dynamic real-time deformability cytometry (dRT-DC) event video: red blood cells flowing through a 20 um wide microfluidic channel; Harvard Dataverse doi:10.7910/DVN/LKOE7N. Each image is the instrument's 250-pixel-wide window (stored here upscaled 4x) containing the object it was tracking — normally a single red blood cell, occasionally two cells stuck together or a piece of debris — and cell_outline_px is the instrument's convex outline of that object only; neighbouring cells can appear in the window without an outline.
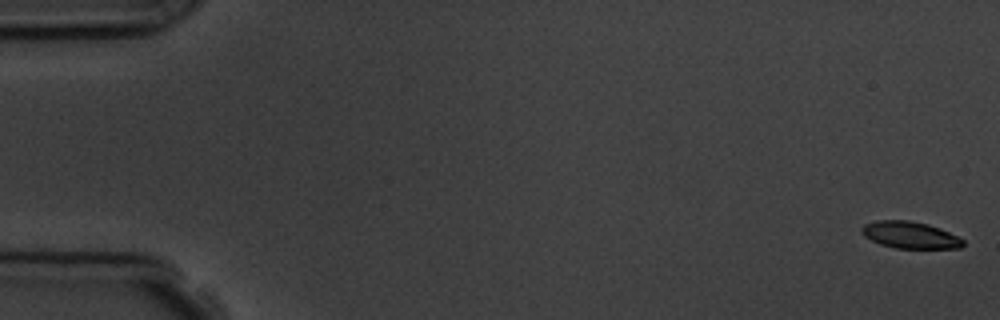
{"species": "common noctule bat (a hibernating species)", "species_latin": "Nyctalus noctula", "temperature_condition": "room temperature", "stored_images_in_passage": 4, "camera_frame_rate_fps": 3000, "um_per_image_px": 0.085, "animal": {"sex": "male", "body_mass_g": 19.5, "forearm_length_mm": 54.6}, "frame": {"image": 1, "passage_image": 1, "time_ms": 0.0, "image_size_px": [1000, 320], "cell_outline_px": [[964, 244], [960, 248], [896, 248], [880, 244], [864, 236], [860, 232], [860, 228], [864, 224], [876, 220], [908, 220], [928, 224], [940, 228], [964, 240]], "centroid_in_image_um": [77.32, 19.96], "position_along_channel_um": 7.7, "area_um2": 15.84}}
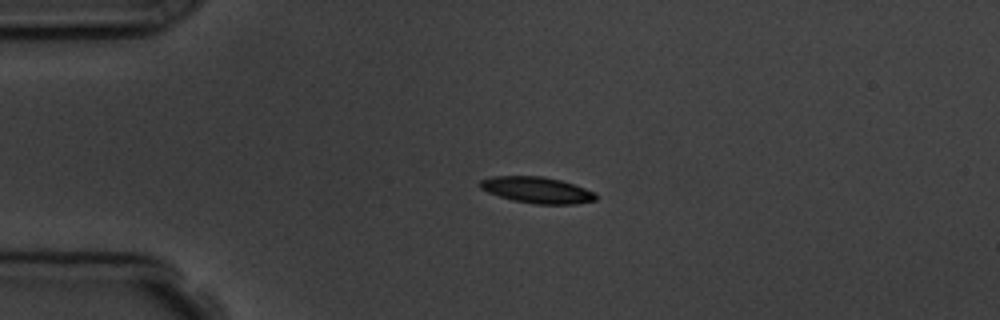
{"frame": {"image": 2, "passage_image": 4, "time_ms": 4.0, "image_size_px": [1000, 320], "cell_outline_px": [[596, 200], [576, 204], [536, 204], [512, 200], [488, 192], [480, 188], [480, 180], [492, 176], [544, 176], [560, 180], [596, 192]], "centroid_in_image_um": [45.65, 16.15], "position_along_channel_um": 39.4, "area_um2": 17.63}}